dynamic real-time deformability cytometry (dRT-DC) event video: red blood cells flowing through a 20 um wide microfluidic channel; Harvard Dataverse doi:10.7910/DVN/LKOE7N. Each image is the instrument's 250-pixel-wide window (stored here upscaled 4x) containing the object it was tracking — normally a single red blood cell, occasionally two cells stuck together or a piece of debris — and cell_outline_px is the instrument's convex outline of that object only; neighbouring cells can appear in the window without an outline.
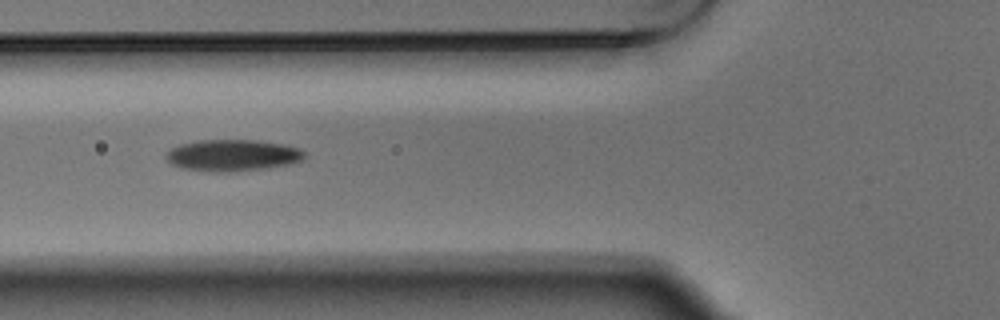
{"species": "Egyptian fruit bat (a non-hibernating species)", "species_latin": "Rousettus aegyptiacus", "temperature_condition": "warm", "stored_images_in_passage": 7, "camera_frame_rate_fps": 3000, "um_per_image_px": 0.085, "animal": {"sex": "male"}, "frame": {"image": 1, "passage_image": 6, "time_ms": 1.667, "image_size_px": [1000, 320], "cell_outline_px": [[308, 156], [292, 164], [268, 168], [228, 172], [212, 172], [180, 168], [172, 164], [164, 156], [172, 148], [180, 144], [200, 140], [260, 140], [288, 144], [300, 148], [308, 152]], "centroid_in_image_um": [19.85, 13.2], "position_along_channel_um": 105.9, "area_um2": 25.95}}
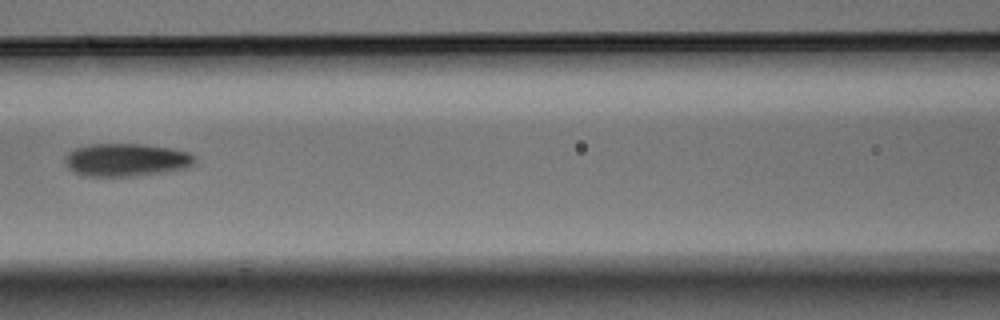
{"frame": {"image": 2, "passage_image": 7, "time_ms": 2.0, "image_size_px": [1000, 320], "cell_outline_px": [[196, 160], [188, 168], [164, 172], [136, 176], [84, 176], [68, 168], [64, 160], [68, 152], [72, 148], [88, 144], [144, 144], [172, 148], [188, 152], [196, 156]], "centroid_in_image_um": [10.73, 13.58], "position_along_channel_um": 155.9, "area_um2": 25.14}}